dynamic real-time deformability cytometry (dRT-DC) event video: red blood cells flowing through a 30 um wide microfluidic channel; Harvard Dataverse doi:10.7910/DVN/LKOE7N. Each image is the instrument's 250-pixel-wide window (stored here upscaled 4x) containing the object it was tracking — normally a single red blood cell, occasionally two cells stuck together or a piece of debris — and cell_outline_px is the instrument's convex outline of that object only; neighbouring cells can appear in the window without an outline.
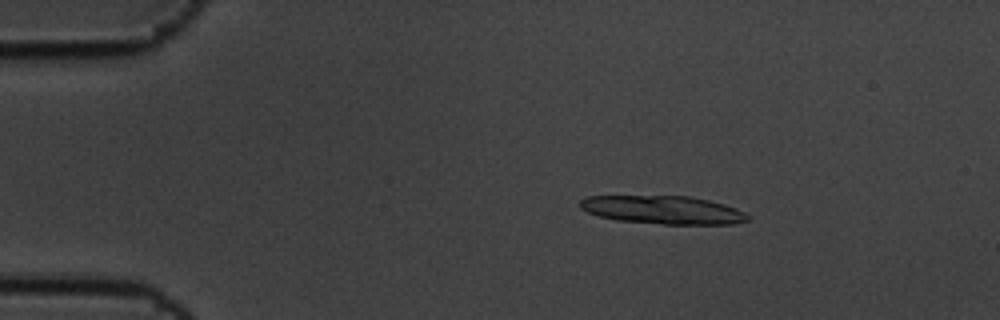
{"species": "common noctule bat (a hibernating species)", "species_latin": "Nyctalus noctula", "temperature_condition": "cold", "stored_images_in_passage": 5, "camera_frame_rate_fps": 3000, "um_per_image_px": 0.085, "animal": {"sex": "male", "body_mass_g": 19.5, "forearm_length_mm": 54.6}, "frame": {"image": 1, "passage_image": 3, "time_ms": 0.667, "image_size_px": [1000, 320], "cell_outline_px": [[752, 216], [748, 220], [732, 224], [664, 224], [616, 220], [600, 216], [588, 212], [580, 208], [580, 200], [588, 196], [692, 196], [724, 204], [736, 208]], "centroid_in_image_um": [56.38, 17.84], "position_along_channel_um": 28.6, "area_um2": 27.57}}